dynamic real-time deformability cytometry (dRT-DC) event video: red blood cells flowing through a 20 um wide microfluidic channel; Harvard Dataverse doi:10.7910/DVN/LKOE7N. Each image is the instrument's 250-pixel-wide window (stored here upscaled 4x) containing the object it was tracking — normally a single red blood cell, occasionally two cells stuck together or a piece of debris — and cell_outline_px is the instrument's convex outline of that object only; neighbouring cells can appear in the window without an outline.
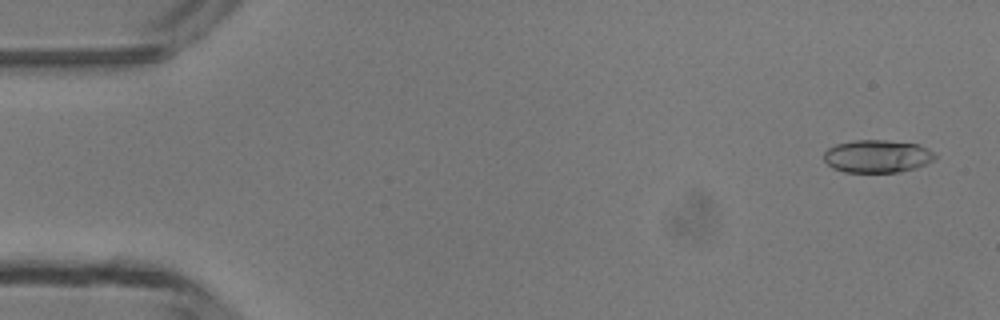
{"species": "common noctule bat (a hibernating species)", "species_latin": "Nyctalus noctula", "temperature_condition": "room temperature", "stored_images_in_passage": 5, "camera_frame_rate_fps": 3000, "um_per_image_px": 0.085, "animal": {"sex": "male", "body_mass_g": 13.3}, "frame": {"image": 1, "passage_image": 1, "time_ms": 0.0, "image_size_px": [1000, 320], "cell_outline_px": [[936, 160], [916, 168], [896, 172], [844, 172], [832, 168], [824, 160], [824, 152], [828, 148], [836, 144], [856, 140], [884, 140], [916, 144], [928, 148], [936, 156]], "centroid_in_image_um": [74.56, 13.29], "position_along_channel_um": 10.4, "area_um2": 21.21}}
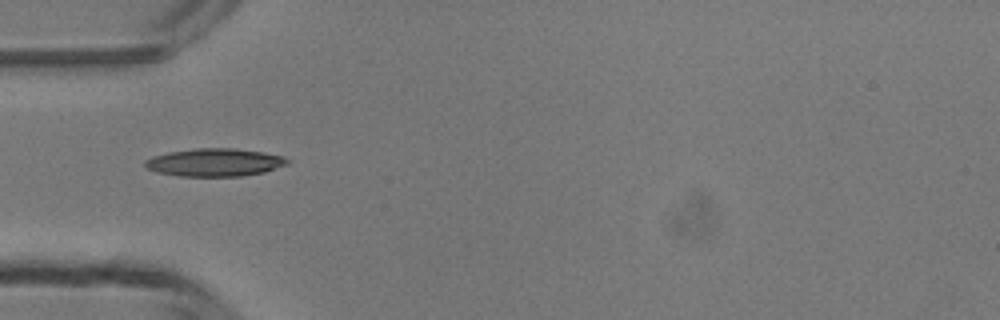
{"frame": {"image": 2, "passage_image": 4, "time_ms": 4.333, "image_size_px": [1000, 320], "cell_outline_px": [[292, 160], [288, 164], [264, 172], [240, 176], [180, 176], [156, 172], [148, 168], [144, 164], [144, 160], [152, 156], [168, 152], [196, 148], [232, 148], [264, 152], [284, 156]], "centroid_in_image_um": [18.27, 13.8], "position_along_channel_um": 66.7, "area_um2": 23.24}}
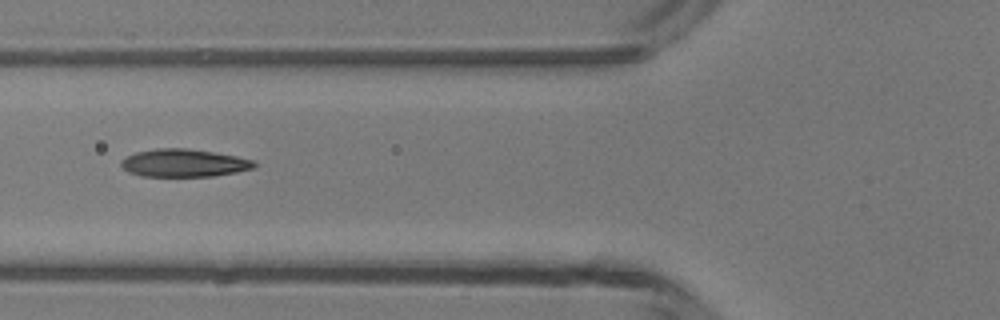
{"frame": {"image": 3, "passage_image": 5, "time_ms": 5.333, "image_size_px": [1000, 320], "cell_outline_px": [[256, 168], [236, 172], [212, 176], [140, 176], [128, 172], [120, 164], [120, 160], [136, 152], [156, 148], [184, 148], [212, 152], [236, 156], [252, 160], [256, 164]], "centroid_in_image_um": [15.61, 13.86], "position_along_channel_um": 110.2, "area_um2": 21.44}}